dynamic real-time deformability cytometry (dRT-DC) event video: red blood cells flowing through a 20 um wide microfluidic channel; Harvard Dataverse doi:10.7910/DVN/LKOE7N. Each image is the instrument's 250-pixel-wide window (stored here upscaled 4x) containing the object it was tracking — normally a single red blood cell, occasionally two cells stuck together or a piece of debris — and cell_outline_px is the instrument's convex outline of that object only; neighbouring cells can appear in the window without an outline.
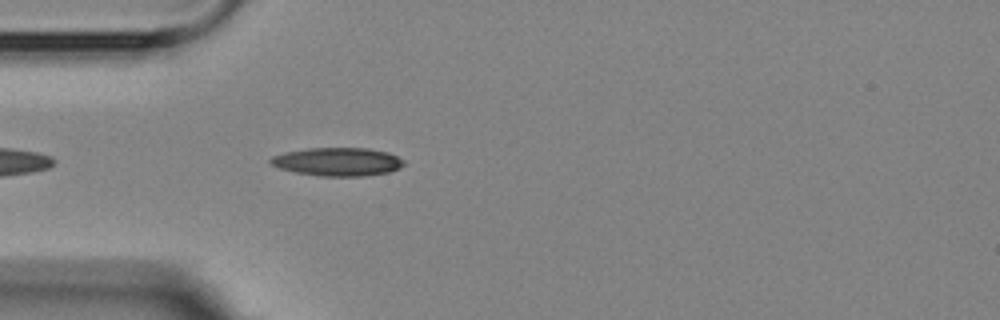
{"species": "Egyptian fruit bat (a non-hibernating species)", "species_latin": "Rousettus aegyptiacus", "temperature_condition": "room temperature", "stored_images_in_passage": 1, "camera_frame_rate_fps": 3000, "um_per_image_px": 0.085, "animal": {"sex": "female"}, "frame": {"image": 1, "passage_image": 1, "time_ms": 0.0, "image_size_px": [1000, 320], "cell_outline_px": [[404, 164], [400, 168], [388, 172], [364, 176], [320, 176], [296, 172], [280, 168], [272, 164], [268, 160], [272, 156], [284, 152], [308, 148], [368, 148], [388, 152], [404, 160]], "centroid_in_image_um": [28.7, 13.74], "position_along_channel_um": 56.3, "area_um2": 21.96}}